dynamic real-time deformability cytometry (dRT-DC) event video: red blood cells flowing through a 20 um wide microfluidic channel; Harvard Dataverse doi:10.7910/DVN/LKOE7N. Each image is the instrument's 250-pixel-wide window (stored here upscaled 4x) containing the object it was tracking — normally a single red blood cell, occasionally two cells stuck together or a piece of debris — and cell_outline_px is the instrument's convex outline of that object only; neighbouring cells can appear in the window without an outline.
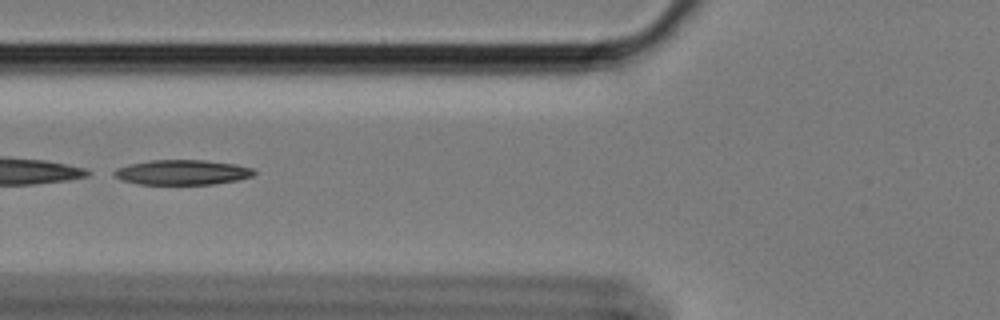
{"species": "Egyptian fruit bat (a non-hibernating species)", "species_latin": "Rousettus aegyptiacus", "temperature_condition": "cold", "stored_images_in_passage": 41, "camera_frame_rate_fps": 3000, "um_per_image_px": 0.085, "animal": {"sex": "female"}, "frame": {"image": 1, "passage_image": 7, "time_ms": 2.0, "image_size_px": [1000, 320], "cell_outline_px": [[256, 172], [252, 176], [236, 180], [212, 184], [140, 184], [120, 180], [112, 176], [108, 172], [116, 168], [128, 164], [148, 160], [204, 160], [236, 164], [252, 168]], "centroid_in_image_um": [15.39, 14.64], "position_along_channel_um": 110.4, "area_um2": 20.58}, "authors_computed_cell_mechanics": {"area_um2": 20.5768, "velocity_mm_per_s": 3.4056, "shape_relaxation_time_tau1_ms": 8.6224, "shape_relaxation_time_tau2_ms": null, "deformation_change_tau1": 0.1809, "deformation_change_tau2": null}}